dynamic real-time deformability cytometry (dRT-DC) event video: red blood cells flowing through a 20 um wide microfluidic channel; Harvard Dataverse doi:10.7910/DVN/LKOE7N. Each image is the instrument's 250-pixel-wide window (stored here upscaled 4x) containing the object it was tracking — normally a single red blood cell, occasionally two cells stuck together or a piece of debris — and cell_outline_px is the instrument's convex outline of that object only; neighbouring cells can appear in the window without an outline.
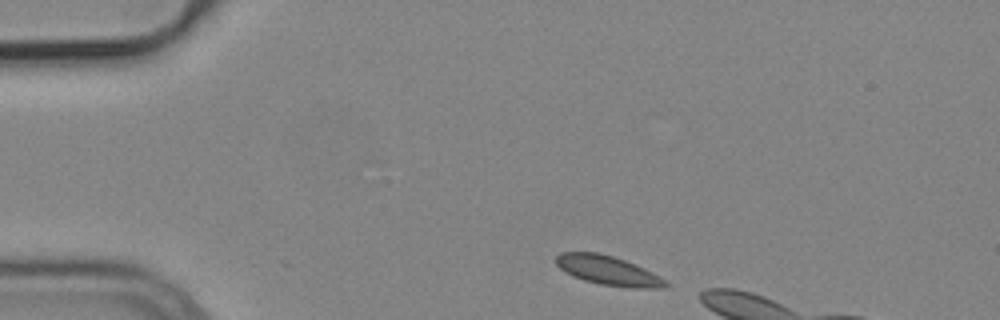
{"species": "common noctule bat (a hibernating species)", "species_latin": "Nyctalus noctula", "temperature_condition": "cold", "stored_images_in_passage": 4, "camera_frame_rate_fps": 3000, "um_per_image_px": 0.085, "animal": {"sex": "male", "body_mass_g": 19.2, "forearm_length_mm": 51.8}, "frame": {"image": 1, "passage_image": 1, "time_ms": 0.0, "image_size_px": [1000, 320], "cell_outline_px": [[668, 288], [632, 288], [600, 284], [584, 280], [572, 276], [560, 268], [556, 264], [556, 256], [560, 252], [596, 252], [612, 256], [636, 264], [660, 276], [668, 284]], "centroid_in_image_um": [51.69, 22.99], "position_along_channel_um": 33.3, "area_um2": 18.67}}